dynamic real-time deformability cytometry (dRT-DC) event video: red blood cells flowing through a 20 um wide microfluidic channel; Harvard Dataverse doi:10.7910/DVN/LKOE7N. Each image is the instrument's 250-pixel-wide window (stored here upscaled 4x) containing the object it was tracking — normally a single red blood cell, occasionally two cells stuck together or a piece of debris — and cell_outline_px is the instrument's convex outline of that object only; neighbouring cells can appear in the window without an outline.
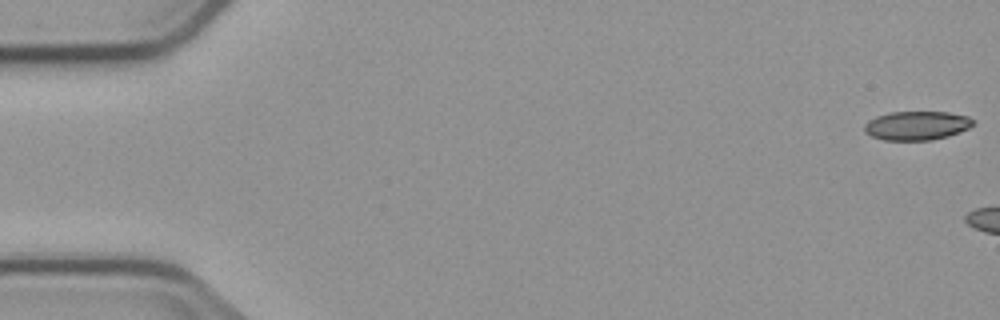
{"species": "common noctule bat (a hibernating species)", "species_latin": "Nyctalus noctula", "temperature_condition": "cold", "stored_images_in_passage": 3, "camera_frame_rate_fps": 3000, "um_per_image_px": 0.085, "animal": {"sex": "male", "body_mass_g": 23.1, "forearm_length_mm": 52.7}, "frame": {"image": 1, "passage_image": 1, "time_ms": 0.0, "image_size_px": [1000, 320], "cell_outline_px": [[976, 124], [960, 132], [948, 136], [932, 140], [884, 140], [872, 136], [864, 132], [864, 124], [868, 120], [876, 116], [892, 112], [948, 112], [968, 116], [976, 120]], "centroid_in_image_um": [77.95, 10.67], "position_along_channel_um": 7.0, "area_um2": 18.5}}